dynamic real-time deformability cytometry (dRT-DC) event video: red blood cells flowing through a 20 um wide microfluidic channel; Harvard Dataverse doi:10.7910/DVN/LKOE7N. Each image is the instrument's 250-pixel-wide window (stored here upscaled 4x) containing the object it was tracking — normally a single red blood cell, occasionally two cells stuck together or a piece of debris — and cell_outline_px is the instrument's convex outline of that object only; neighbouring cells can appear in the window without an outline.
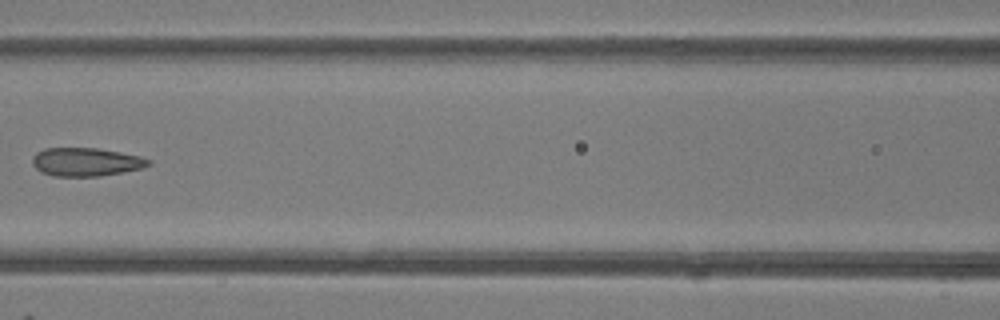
{"species": "common noctule bat (a hibernating species)", "species_latin": "Nyctalus noctula", "temperature_condition": "room temperature", "stored_images_in_passage": 5, "camera_frame_rate_fps": 3000, "um_per_image_px": 0.085, "animal": {"sex": "female"}, "frame": {"image": 1, "passage_image": 5, "time_ms": 5.333, "image_size_px": [1000, 320], "cell_outline_px": [[152, 164], [144, 168], [124, 172], [100, 176], [52, 176], [40, 172], [32, 164], [32, 156], [36, 152], [44, 148], [96, 148], [140, 156], [152, 160]], "centroid_in_image_um": [7.31, 13.77], "position_along_channel_um": 159.3, "area_um2": 19.42}}